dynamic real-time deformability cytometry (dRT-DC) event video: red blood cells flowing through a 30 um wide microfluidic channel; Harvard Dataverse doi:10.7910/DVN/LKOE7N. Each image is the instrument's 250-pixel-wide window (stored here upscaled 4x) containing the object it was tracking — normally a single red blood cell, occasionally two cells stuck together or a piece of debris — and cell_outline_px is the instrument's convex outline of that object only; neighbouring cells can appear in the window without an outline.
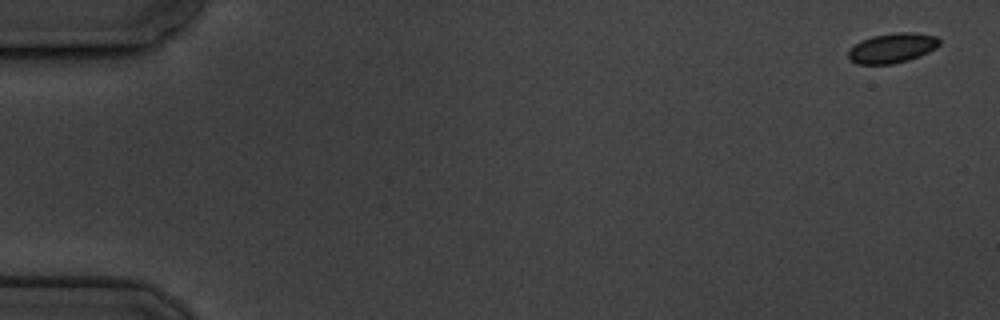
{"species": "common noctule bat (a hibernating species)", "species_latin": "Nyctalus noctula", "temperature_condition": "cold", "stored_images_in_passage": 10, "camera_frame_rate_fps": 3000, "um_per_image_px": 0.085, "animal": {"sex": "male", "body_mass_g": 19.5, "forearm_length_mm": 54.6}, "frame": {"image": 1, "passage_image": 1, "time_ms": 0.0, "image_size_px": [1000, 320], "cell_outline_px": [[940, 44], [936, 48], [920, 56], [908, 60], [892, 64], [856, 64], [848, 60], [848, 52], [860, 40], [872, 36], [896, 32], [912, 32], [936, 36], [940, 40]], "centroid_in_image_um": [75.83, 4.08], "position_along_channel_um": 9.2, "area_um2": 15.9}}
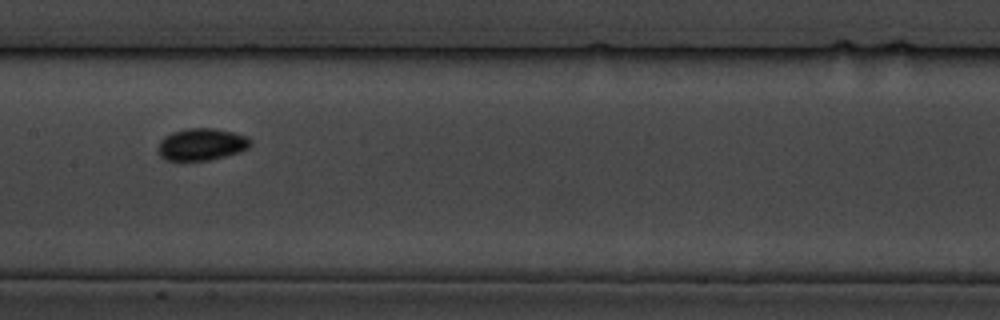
{"frame": {"image": 2, "passage_image": 9, "time_ms": 9.333, "image_size_px": [1000, 320], "cell_outline_px": [[252, 144], [248, 148], [240, 152], [212, 160], [164, 160], [160, 156], [160, 140], [164, 136], [172, 132], [188, 128], [212, 128], [232, 132], [248, 136], [252, 140]], "centroid_in_image_um": [17.18, 12.27], "position_along_channel_um": 190.2, "area_um2": 17.28}}
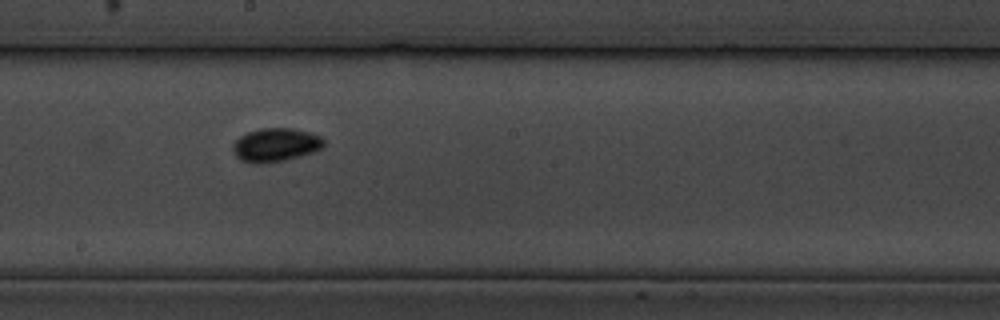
{"frame": {"image": 3, "passage_image": 10, "time_ms": 10.333, "image_size_px": [1000, 320], "cell_outline_px": [[324, 144], [320, 148], [312, 152], [300, 156], [284, 160], [260, 164], [256, 164], [240, 160], [236, 156], [232, 148], [232, 144], [240, 136], [248, 132], [260, 128], [292, 128], [308, 132], [320, 136], [324, 140]], "centroid_in_image_um": [23.39, 12.31], "position_along_channel_um": 224.8, "area_um2": 17.69}}